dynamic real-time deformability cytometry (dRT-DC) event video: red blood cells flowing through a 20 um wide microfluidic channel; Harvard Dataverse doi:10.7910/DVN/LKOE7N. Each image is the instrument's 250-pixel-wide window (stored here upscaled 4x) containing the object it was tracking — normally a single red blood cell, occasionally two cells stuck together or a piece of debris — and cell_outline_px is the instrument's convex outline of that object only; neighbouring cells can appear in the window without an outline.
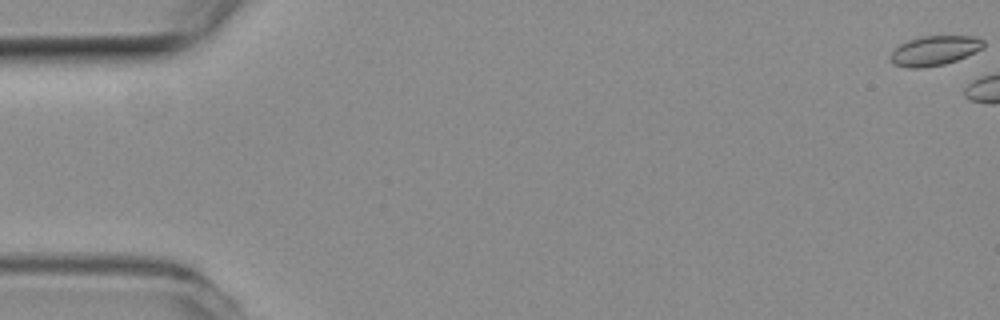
{"species": "common noctule bat (a hibernating species)", "species_latin": "Nyctalus noctula", "temperature_condition": "room temperature", "stored_images_in_passage": 6, "camera_frame_rate_fps": 3000, "um_per_image_px": 0.085, "animal": {"sex": "female", "body_mass_g": 19.3, "forearm_length_mm": 54.1}, "frame": {"image": 1, "passage_image": 1, "time_ms": 0.0, "image_size_px": [1000, 320], "cell_outline_px": [[984, 48], [956, 60], [944, 64], [924, 68], [908, 68], [892, 64], [892, 52], [900, 44], [908, 40], [920, 36], [972, 36], [984, 40]], "centroid_in_image_um": [79.44, 4.3], "position_along_channel_um": 5.6, "area_um2": 16.01}}